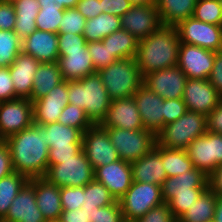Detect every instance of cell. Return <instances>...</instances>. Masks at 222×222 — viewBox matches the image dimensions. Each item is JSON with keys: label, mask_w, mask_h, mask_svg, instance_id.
<instances>
[{"label": "cell", "mask_w": 222, "mask_h": 222, "mask_svg": "<svg viewBox=\"0 0 222 222\" xmlns=\"http://www.w3.org/2000/svg\"><path fill=\"white\" fill-rule=\"evenodd\" d=\"M35 73L31 93L32 102L47 95L51 89L63 81L59 64L57 62H42L39 64Z\"/></svg>", "instance_id": "29"}, {"label": "cell", "mask_w": 222, "mask_h": 222, "mask_svg": "<svg viewBox=\"0 0 222 222\" xmlns=\"http://www.w3.org/2000/svg\"><path fill=\"white\" fill-rule=\"evenodd\" d=\"M207 131L206 116L187 110L175 122L165 125L156 134V144L160 147L182 149Z\"/></svg>", "instance_id": "5"}, {"label": "cell", "mask_w": 222, "mask_h": 222, "mask_svg": "<svg viewBox=\"0 0 222 222\" xmlns=\"http://www.w3.org/2000/svg\"><path fill=\"white\" fill-rule=\"evenodd\" d=\"M121 222H136V220H128V219H124Z\"/></svg>", "instance_id": "63"}, {"label": "cell", "mask_w": 222, "mask_h": 222, "mask_svg": "<svg viewBox=\"0 0 222 222\" xmlns=\"http://www.w3.org/2000/svg\"><path fill=\"white\" fill-rule=\"evenodd\" d=\"M63 12L64 9L57 4L40 5V10L35 21L37 29L58 34Z\"/></svg>", "instance_id": "39"}, {"label": "cell", "mask_w": 222, "mask_h": 222, "mask_svg": "<svg viewBox=\"0 0 222 222\" xmlns=\"http://www.w3.org/2000/svg\"><path fill=\"white\" fill-rule=\"evenodd\" d=\"M121 28L120 17L108 13H100L98 16L86 21L83 36L87 43L100 41Z\"/></svg>", "instance_id": "32"}, {"label": "cell", "mask_w": 222, "mask_h": 222, "mask_svg": "<svg viewBox=\"0 0 222 222\" xmlns=\"http://www.w3.org/2000/svg\"><path fill=\"white\" fill-rule=\"evenodd\" d=\"M180 39L176 26L162 25L139 41L135 56L142 76L178 65Z\"/></svg>", "instance_id": "2"}, {"label": "cell", "mask_w": 222, "mask_h": 222, "mask_svg": "<svg viewBox=\"0 0 222 222\" xmlns=\"http://www.w3.org/2000/svg\"><path fill=\"white\" fill-rule=\"evenodd\" d=\"M188 78L178 67L151 72L144 76L143 84L163 99L182 98Z\"/></svg>", "instance_id": "15"}, {"label": "cell", "mask_w": 222, "mask_h": 222, "mask_svg": "<svg viewBox=\"0 0 222 222\" xmlns=\"http://www.w3.org/2000/svg\"><path fill=\"white\" fill-rule=\"evenodd\" d=\"M59 222H91V214L83 208L63 210Z\"/></svg>", "instance_id": "58"}, {"label": "cell", "mask_w": 222, "mask_h": 222, "mask_svg": "<svg viewBox=\"0 0 222 222\" xmlns=\"http://www.w3.org/2000/svg\"><path fill=\"white\" fill-rule=\"evenodd\" d=\"M202 193L176 194L167 204L178 220L194 204Z\"/></svg>", "instance_id": "44"}, {"label": "cell", "mask_w": 222, "mask_h": 222, "mask_svg": "<svg viewBox=\"0 0 222 222\" xmlns=\"http://www.w3.org/2000/svg\"><path fill=\"white\" fill-rule=\"evenodd\" d=\"M117 200L107 187L101 182L93 179L83 187V206L82 208L92 214L100 207L115 203Z\"/></svg>", "instance_id": "35"}, {"label": "cell", "mask_w": 222, "mask_h": 222, "mask_svg": "<svg viewBox=\"0 0 222 222\" xmlns=\"http://www.w3.org/2000/svg\"><path fill=\"white\" fill-rule=\"evenodd\" d=\"M46 130L48 147H70L82 145L83 132L80 129L60 124L58 121L42 125Z\"/></svg>", "instance_id": "33"}, {"label": "cell", "mask_w": 222, "mask_h": 222, "mask_svg": "<svg viewBox=\"0 0 222 222\" xmlns=\"http://www.w3.org/2000/svg\"><path fill=\"white\" fill-rule=\"evenodd\" d=\"M87 48L96 71L117 61L111 55V52L108 50L107 46L103 44L102 40L88 42Z\"/></svg>", "instance_id": "43"}, {"label": "cell", "mask_w": 222, "mask_h": 222, "mask_svg": "<svg viewBox=\"0 0 222 222\" xmlns=\"http://www.w3.org/2000/svg\"><path fill=\"white\" fill-rule=\"evenodd\" d=\"M15 9L16 23L14 32L21 40L31 35L36 29V17L40 10L38 0H13Z\"/></svg>", "instance_id": "28"}, {"label": "cell", "mask_w": 222, "mask_h": 222, "mask_svg": "<svg viewBox=\"0 0 222 222\" xmlns=\"http://www.w3.org/2000/svg\"><path fill=\"white\" fill-rule=\"evenodd\" d=\"M13 171L9 147L4 140H0V180Z\"/></svg>", "instance_id": "57"}, {"label": "cell", "mask_w": 222, "mask_h": 222, "mask_svg": "<svg viewBox=\"0 0 222 222\" xmlns=\"http://www.w3.org/2000/svg\"><path fill=\"white\" fill-rule=\"evenodd\" d=\"M133 5L129 0H101L102 13L123 16Z\"/></svg>", "instance_id": "53"}, {"label": "cell", "mask_w": 222, "mask_h": 222, "mask_svg": "<svg viewBox=\"0 0 222 222\" xmlns=\"http://www.w3.org/2000/svg\"><path fill=\"white\" fill-rule=\"evenodd\" d=\"M124 219L137 220L150 209L164 203L161 186L132 181L130 188L119 199Z\"/></svg>", "instance_id": "8"}, {"label": "cell", "mask_w": 222, "mask_h": 222, "mask_svg": "<svg viewBox=\"0 0 222 222\" xmlns=\"http://www.w3.org/2000/svg\"><path fill=\"white\" fill-rule=\"evenodd\" d=\"M82 150L93 169L120 159L106 129L100 124L92 125L83 133Z\"/></svg>", "instance_id": "12"}, {"label": "cell", "mask_w": 222, "mask_h": 222, "mask_svg": "<svg viewBox=\"0 0 222 222\" xmlns=\"http://www.w3.org/2000/svg\"><path fill=\"white\" fill-rule=\"evenodd\" d=\"M16 23L12 1L0 0V30H14Z\"/></svg>", "instance_id": "51"}, {"label": "cell", "mask_w": 222, "mask_h": 222, "mask_svg": "<svg viewBox=\"0 0 222 222\" xmlns=\"http://www.w3.org/2000/svg\"><path fill=\"white\" fill-rule=\"evenodd\" d=\"M111 99L98 73L68 81V104L84 109L93 125L105 119Z\"/></svg>", "instance_id": "3"}, {"label": "cell", "mask_w": 222, "mask_h": 222, "mask_svg": "<svg viewBox=\"0 0 222 222\" xmlns=\"http://www.w3.org/2000/svg\"><path fill=\"white\" fill-rule=\"evenodd\" d=\"M213 222H222V196L216 195V209Z\"/></svg>", "instance_id": "61"}, {"label": "cell", "mask_w": 222, "mask_h": 222, "mask_svg": "<svg viewBox=\"0 0 222 222\" xmlns=\"http://www.w3.org/2000/svg\"><path fill=\"white\" fill-rule=\"evenodd\" d=\"M87 43L83 34L58 33V51L82 50Z\"/></svg>", "instance_id": "49"}, {"label": "cell", "mask_w": 222, "mask_h": 222, "mask_svg": "<svg viewBox=\"0 0 222 222\" xmlns=\"http://www.w3.org/2000/svg\"><path fill=\"white\" fill-rule=\"evenodd\" d=\"M57 63L62 78L66 81L80 80L97 72L91 61L87 43L82 47V50L60 51Z\"/></svg>", "instance_id": "24"}, {"label": "cell", "mask_w": 222, "mask_h": 222, "mask_svg": "<svg viewBox=\"0 0 222 222\" xmlns=\"http://www.w3.org/2000/svg\"><path fill=\"white\" fill-rule=\"evenodd\" d=\"M133 6L137 5H154L157 0H129Z\"/></svg>", "instance_id": "62"}, {"label": "cell", "mask_w": 222, "mask_h": 222, "mask_svg": "<svg viewBox=\"0 0 222 222\" xmlns=\"http://www.w3.org/2000/svg\"><path fill=\"white\" fill-rule=\"evenodd\" d=\"M82 150V145H70V147H50L48 151V165L58 164V160L72 158Z\"/></svg>", "instance_id": "52"}, {"label": "cell", "mask_w": 222, "mask_h": 222, "mask_svg": "<svg viewBox=\"0 0 222 222\" xmlns=\"http://www.w3.org/2000/svg\"><path fill=\"white\" fill-rule=\"evenodd\" d=\"M187 111L186 104L182 98L164 99L163 127L175 122Z\"/></svg>", "instance_id": "47"}, {"label": "cell", "mask_w": 222, "mask_h": 222, "mask_svg": "<svg viewBox=\"0 0 222 222\" xmlns=\"http://www.w3.org/2000/svg\"><path fill=\"white\" fill-rule=\"evenodd\" d=\"M0 222H47L36 205L35 178L23 186Z\"/></svg>", "instance_id": "17"}, {"label": "cell", "mask_w": 222, "mask_h": 222, "mask_svg": "<svg viewBox=\"0 0 222 222\" xmlns=\"http://www.w3.org/2000/svg\"><path fill=\"white\" fill-rule=\"evenodd\" d=\"M14 99L15 89L9 67H0V102Z\"/></svg>", "instance_id": "50"}, {"label": "cell", "mask_w": 222, "mask_h": 222, "mask_svg": "<svg viewBox=\"0 0 222 222\" xmlns=\"http://www.w3.org/2000/svg\"><path fill=\"white\" fill-rule=\"evenodd\" d=\"M79 0H38L39 5H53L57 4L63 9L76 8Z\"/></svg>", "instance_id": "60"}, {"label": "cell", "mask_w": 222, "mask_h": 222, "mask_svg": "<svg viewBox=\"0 0 222 222\" xmlns=\"http://www.w3.org/2000/svg\"><path fill=\"white\" fill-rule=\"evenodd\" d=\"M44 178L58 187H84L94 179V169L81 150L72 158L48 165Z\"/></svg>", "instance_id": "6"}, {"label": "cell", "mask_w": 222, "mask_h": 222, "mask_svg": "<svg viewBox=\"0 0 222 222\" xmlns=\"http://www.w3.org/2000/svg\"><path fill=\"white\" fill-rule=\"evenodd\" d=\"M195 168L209 176L222 164V134L206 133L194 139L185 149Z\"/></svg>", "instance_id": "9"}, {"label": "cell", "mask_w": 222, "mask_h": 222, "mask_svg": "<svg viewBox=\"0 0 222 222\" xmlns=\"http://www.w3.org/2000/svg\"><path fill=\"white\" fill-rule=\"evenodd\" d=\"M120 19L122 29L138 41L145 39L163 25L156 4L132 6Z\"/></svg>", "instance_id": "13"}, {"label": "cell", "mask_w": 222, "mask_h": 222, "mask_svg": "<svg viewBox=\"0 0 222 222\" xmlns=\"http://www.w3.org/2000/svg\"><path fill=\"white\" fill-rule=\"evenodd\" d=\"M215 51L180 43L178 67L188 79H208L214 64Z\"/></svg>", "instance_id": "14"}, {"label": "cell", "mask_w": 222, "mask_h": 222, "mask_svg": "<svg viewBox=\"0 0 222 222\" xmlns=\"http://www.w3.org/2000/svg\"><path fill=\"white\" fill-rule=\"evenodd\" d=\"M216 194L207 188L177 222H213Z\"/></svg>", "instance_id": "34"}, {"label": "cell", "mask_w": 222, "mask_h": 222, "mask_svg": "<svg viewBox=\"0 0 222 222\" xmlns=\"http://www.w3.org/2000/svg\"><path fill=\"white\" fill-rule=\"evenodd\" d=\"M207 131L222 134V100L206 116Z\"/></svg>", "instance_id": "56"}, {"label": "cell", "mask_w": 222, "mask_h": 222, "mask_svg": "<svg viewBox=\"0 0 222 222\" xmlns=\"http://www.w3.org/2000/svg\"><path fill=\"white\" fill-rule=\"evenodd\" d=\"M132 169V180L140 183H151L162 186L167 178L162 157L160 156V146L155 147L143 157L130 163Z\"/></svg>", "instance_id": "25"}, {"label": "cell", "mask_w": 222, "mask_h": 222, "mask_svg": "<svg viewBox=\"0 0 222 222\" xmlns=\"http://www.w3.org/2000/svg\"><path fill=\"white\" fill-rule=\"evenodd\" d=\"M22 52L41 63H55L59 58L58 34L36 29L22 40Z\"/></svg>", "instance_id": "23"}, {"label": "cell", "mask_w": 222, "mask_h": 222, "mask_svg": "<svg viewBox=\"0 0 222 222\" xmlns=\"http://www.w3.org/2000/svg\"><path fill=\"white\" fill-rule=\"evenodd\" d=\"M33 124L32 101L26 98H16L0 102V140H5Z\"/></svg>", "instance_id": "11"}, {"label": "cell", "mask_w": 222, "mask_h": 222, "mask_svg": "<svg viewBox=\"0 0 222 222\" xmlns=\"http://www.w3.org/2000/svg\"><path fill=\"white\" fill-rule=\"evenodd\" d=\"M28 181L25 175L16 171L0 180V221L7 215L12 201Z\"/></svg>", "instance_id": "36"}, {"label": "cell", "mask_w": 222, "mask_h": 222, "mask_svg": "<svg viewBox=\"0 0 222 222\" xmlns=\"http://www.w3.org/2000/svg\"><path fill=\"white\" fill-rule=\"evenodd\" d=\"M40 63L33 56L20 52L9 66L16 98H26L31 101L34 75Z\"/></svg>", "instance_id": "26"}, {"label": "cell", "mask_w": 222, "mask_h": 222, "mask_svg": "<svg viewBox=\"0 0 222 222\" xmlns=\"http://www.w3.org/2000/svg\"><path fill=\"white\" fill-rule=\"evenodd\" d=\"M86 21L77 8H66L59 23L58 33L83 34Z\"/></svg>", "instance_id": "42"}, {"label": "cell", "mask_w": 222, "mask_h": 222, "mask_svg": "<svg viewBox=\"0 0 222 222\" xmlns=\"http://www.w3.org/2000/svg\"><path fill=\"white\" fill-rule=\"evenodd\" d=\"M22 52V40L13 30H0V67H9Z\"/></svg>", "instance_id": "38"}, {"label": "cell", "mask_w": 222, "mask_h": 222, "mask_svg": "<svg viewBox=\"0 0 222 222\" xmlns=\"http://www.w3.org/2000/svg\"><path fill=\"white\" fill-rule=\"evenodd\" d=\"M197 0H157L156 6L163 25L176 26L193 16Z\"/></svg>", "instance_id": "30"}, {"label": "cell", "mask_w": 222, "mask_h": 222, "mask_svg": "<svg viewBox=\"0 0 222 222\" xmlns=\"http://www.w3.org/2000/svg\"><path fill=\"white\" fill-rule=\"evenodd\" d=\"M76 8L87 20L102 13L101 0H79Z\"/></svg>", "instance_id": "55"}, {"label": "cell", "mask_w": 222, "mask_h": 222, "mask_svg": "<svg viewBox=\"0 0 222 222\" xmlns=\"http://www.w3.org/2000/svg\"><path fill=\"white\" fill-rule=\"evenodd\" d=\"M208 81L222 96V50L215 54L214 64Z\"/></svg>", "instance_id": "54"}, {"label": "cell", "mask_w": 222, "mask_h": 222, "mask_svg": "<svg viewBox=\"0 0 222 222\" xmlns=\"http://www.w3.org/2000/svg\"><path fill=\"white\" fill-rule=\"evenodd\" d=\"M136 222H177L169 209L167 203L150 209L144 216L137 219Z\"/></svg>", "instance_id": "48"}, {"label": "cell", "mask_w": 222, "mask_h": 222, "mask_svg": "<svg viewBox=\"0 0 222 222\" xmlns=\"http://www.w3.org/2000/svg\"><path fill=\"white\" fill-rule=\"evenodd\" d=\"M106 129L112 145L121 160L132 163L150 152L156 144V135L146 129L128 130L116 127Z\"/></svg>", "instance_id": "7"}, {"label": "cell", "mask_w": 222, "mask_h": 222, "mask_svg": "<svg viewBox=\"0 0 222 222\" xmlns=\"http://www.w3.org/2000/svg\"><path fill=\"white\" fill-rule=\"evenodd\" d=\"M68 104V81L63 80L50 92L33 102L34 124L57 122L63 108Z\"/></svg>", "instance_id": "18"}, {"label": "cell", "mask_w": 222, "mask_h": 222, "mask_svg": "<svg viewBox=\"0 0 222 222\" xmlns=\"http://www.w3.org/2000/svg\"><path fill=\"white\" fill-rule=\"evenodd\" d=\"M176 28L181 43L215 52L222 50V25H212L190 17L180 21Z\"/></svg>", "instance_id": "10"}, {"label": "cell", "mask_w": 222, "mask_h": 222, "mask_svg": "<svg viewBox=\"0 0 222 222\" xmlns=\"http://www.w3.org/2000/svg\"><path fill=\"white\" fill-rule=\"evenodd\" d=\"M182 99L187 110L207 116L222 100L208 79H188Z\"/></svg>", "instance_id": "16"}, {"label": "cell", "mask_w": 222, "mask_h": 222, "mask_svg": "<svg viewBox=\"0 0 222 222\" xmlns=\"http://www.w3.org/2000/svg\"><path fill=\"white\" fill-rule=\"evenodd\" d=\"M192 17L208 24L222 25V5L219 0H197Z\"/></svg>", "instance_id": "40"}, {"label": "cell", "mask_w": 222, "mask_h": 222, "mask_svg": "<svg viewBox=\"0 0 222 222\" xmlns=\"http://www.w3.org/2000/svg\"><path fill=\"white\" fill-rule=\"evenodd\" d=\"M123 214L119 200L115 203L100 207L91 214V222H121Z\"/></svg>", "instance_id": "46"}, {"label": "cell", "mask_w": 222, "mask_h": 222, "mask_svg": "<svg viewBox=\"0 0 222 222\" xmlns=\"http://www.w3.org/2000/svg\"><path fill=\"white\" fill-rule=\"evenodd\" d=\"M35 198L46 221H59L63 211L60 187L44 177L35 178Z\"/></svg>", "instance_id": "27"}, {"label": "cell", "mask_w": 222, "mask_h": 222, "mask_svg": "<svg viewBox=\"0 0 222 222\" xmlns=\"http://www.w3.org/2000/svg\"><path fill=\"white\" fill-rule=\"evenodd\" d=\"M46 130L33 124L30 127L7 137L13 170L28 179L44 177L48 170L49 147Z\"/></svg>", "instance_id": "1"}, {"label": "cell", "mask_w": 222, "mask_h": 222, "mask_svg": "<svg viewBox=\"0 0 222 222\" xmlns=\"http://www.w3.org/2000/svg\"><path fill=\"white\" fill-rule=\"evenodd\" d=\"M208 188L216 195L222 196V164L208 176Z\"/></svg>", "instance_id": "59"}, {"label": "cell", "mask_w": 222, "mask_h": 222, "mask_svg": "<svg viewBox=\"0 0 222 222\" xmlns=\"http://www.w3.org/2000/svg\"><path fill=\"white\" fill-rule=\"evenodd\" d=\"M111 55L116 59L135 58L139 41L122 28L102 39Z\"/></svg>", "instance_id": "31"}, {"label": "cell", "mask_w": 222, "mask_h": 222, "mask_svg": "<svg viewBox=\"0 0 222 222\" xmlns=\"http://www.w3.org/2000/svg\"><path fill=\"white\" fill-rule=\"evenodd\" d=\"M144 129L155 135L163 128L164 99L144 84L134 93Z\"/></svg>", "instance_id": "20"}, {"label": "cell", "mask_w": 222, "mask_h": 222, "mask_svg": "<svg viewBox=\"0 0 222 222\" xmlns=\"http://www.w3.org/2000/svg\"><path fill=\"white\" fill-rule=\"evenodd\" d=\"M208 188V176L193 168L174 177H167L161 186L164 203H168L176 194L203 193Z\"/></svg>", "instance_id": "22"}, {"label": "cell", "mask_w": 222, "mask_h": 222, "mask_svg": "<svg viewBox=\"0 0 222 222\" xmlns=\"http://www.w3.org/2000/svg\"><path fill=\"white\" fill-rule=\"evenodd\" d=\"M160 156L167 177H174L194 168L186 150L160 147Z\"/></svg>", "instance_id": "37"}, {"label": "cell", "mask_w": 222, "mask_h": 222, "mask_svg": "<svg viewBox=\"0 0 222 222\" xmlns=\"http://www.w3.org/2000/svg\"><path fill=\"white\" fill-rule=\"evenodd\" d=\"M94 179L107 187L114 198L119 200L132 184L131 164L119 159L97 167L94 169Z\"/></svg>", "instance_id": "19"}, {"label": "cell", "mask_w": 222, "mask_h": 222, "mask_svg": "<svg viewBox=\"0 0 222 222\" xmlns=\"http://www.w3.org/2000/svg\"><path fill=\"white\" fill-rule=\"evenodd\" d=\"M102 127H116L128 130L144 129L134 97L111 100Z\"/></svg>", "instance_id": "21"}, {"label": "cell", "mask_w": 222, "mask_h": 222, "mask_svg": "<svg viewBox=\"0 0 222 222\" xmlns=\"http://www.w3.org/2000/svg\"><path fill=\"white\" fill-rule=\"evenodd\" d=\"M58 122L63 125L80 129L83 133L93 125L86 116L84 109L73 104H67L63 108Z\"/></svg>", "instance_id": "41"}, {"label": "cell", "mask_w": 222, "mask_h": 222, "mask_svg": "<svg viewBox=\"0 0 222 222\" xmlns=\"http://www.w3.org/2000/svg\"><path fill=\"white\" fill-rule=\"evenodd\" d=\"M111 100L129 98L143 85L135 58L119 59L97 71Z\"/></svg>", "instance_id": "4"}, {"label": "cell", "mask_w": 222, "mask_h": 222, "mask_svg": "<svg viewBox=\"0 0 222 222\" xmlns=\"http://www.w3.org/2000/svg\"><path fill=\"white\" fill-rule=\"evenodd\" d=\"M63 210L80 209L83 206V187H60Z\"/></svg>", "instance_id": "45"}]
</instances>
